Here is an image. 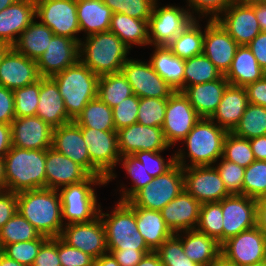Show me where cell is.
<instances>
[{"label": "cell", "instance_id": "cell-1", "mask_svg": "<svg viewBox=\"0 0 266 266\" xmlns=\"http://www.w3.org/2000/svg\"><path fill=\"white\" fill-rule=\"evenodd\" d=\"M227 134V130L210 118H200L183 140L182 144L186 145L187 152L185 148L175 151V163L183 168L214 165L223 156ZM186 157L190 158V164H187Z\"/></svg>", "mask_w": 266, "mask_h": 266}, {"label": "cell", "instance_id": "cell-2", "mask_svg": "<svg viewBox=\"0 0 266 266\" xmlns=\"http://www.w3.org/2000/svg\"><path fill=\"white\" fill-rule=\"evenodd\" d=\"M17 212L41 235L48 238L60 237L64 223L58 190L43 188L17 193Z\"/></svg>", "mask_w": 266, "mask_h": 266}, {"label": "cell", "instance_id": "cell-3", "mask_svg": "<svg viewBox=\"0 0 266 266\" xmlns=\"http://www.w3.org/2000/svg\"><path fill=\"white\" fill-rule=\"evenodd\" d=\"M83 39L79 43V60L92 72L99 76L121 72L131 49L117 35L107 31Z\"/></svg>", "mask_w": 266, "mask_h": 266}, {"label": "cell", "instance_id": "cell-4", "mask_svg": "<svg viewBox=\"0 0 266 266\" xmlns=\"http://www.w3.org/2000/svg\"><path fill=\"white\" fill-rule=\"evenodd\" d=\"M47 150H28L12 146L4 156L6 190L19 193L46 188Z\"/></svg>", "mask_w": 266, "mask_h": 266}, {"label": "cell", "instance_id": "cell-5", "mask_svg": "<svg viewBox=\"0 0 266 266\" xmlns=\"http://www.w3.org/2000/svg\"><path fill=\"white\" fill-rule=\"evenodd\" d=\"M99 77L80 60L51 76L72 120H75L90 100L98 96Z\"/></svg>", "mask_w": 266, "mask_h": 266}, {"label": "cell", "instance_id": "cell-6", "mask_svg": "<svg viewBox=\"0 0 266 266\" xmlns=\"http://www.w3.org/2000/svg\"><path fill=\"white\" fill-rule=\"evenodd\" d=\"M102 210L100 207L99 217L105 228L108 252L150 250L138 231L134 206L128 201L118 200L110 214Z\"/></svg>", "mask_w": 266, "mask_h": 266}, {"label": "cell", "instance_id": "cell-7", "mask_svg": "<svg viewBox=\"0 0 266 266\" xmlns=\"http://www.w3.org/2000/svg\"><path fill=\"white\" fill-rule=\"evenodd\" d=\"M101 185H107L104 177L90 175L82 182L58 189L64 225L90 222L99 216L101 205L97 202V195L93 186L100 187Z\"/></svg>", "mask_w": 266, "mask_h": 266}, {"label": "cell", "instance_id": "cell-8", "mask_svg": "<svg viewBox=\"0 0 266 266\" xmlns=\"http://www.w3.org/2000/svg\"><path fill=\"white\" fill-rule=\"evenodd\" d=\"M81 131L91 160V175L104 177L108 184L116 178L114 168L121 158L117 132L92 128H81Z\"/></svg>", "mask_w": 266, "mask_h": 266}, {"label": "cell", "instance_id": "cell-9", "mask_svg": "<svg viewBox=\"0 0 266 266\" xmlns=\"http://www.w3.org/2000/svg\"><path fill=\"white\" fill-rule=\"evenodd\" d=\"M183 190V167L175 163L167 172L138 190L128 202L132 206L160 211Z\"/></svg>", "mask_w": 266, "mask_h": 266}, {"label": "cell", "instance_id": "cell-10", "mask_svg": "<svg viewBox=\"0 0 266 266\" xmlns=\"http://www.w3.org/2000/svg\"><path fill=\"white\" fill-rule=\"evenodd\" d=\"M155 1L148 21L149 45L167 46L184 31L195 19L188 8L174 5L159 7Z\"/></svg>", "mask_w": 266, "mask_h": 266}, {"label": "cell", "instance_id": "cell-11", "mask_svg": "<svg viewBox=\"0 0 266 266\" xmlns=\"http://www.w3.org/2000/svg\"><path fill=\"white\" fill-rule=\"evenodd\" d=\"M36 18L49 27L54 35H60L74 39L80 43L78 38L80 27L77 16L76 0H36Z\"/></svg>", "mask_w": 266, "mask_h": 266}, {"label": "cell", "instance_id": "cell-12", "mask_svg": "<svg viewBox=\"0 0 266 266\" xmlns=\"http://www.w3.org/2000/svg\"><path fill=\"white\" fill-rule=\"evenodd\" d=\"M139 98H169L175 90L153 69L150 62L128 59L121 69Z\"/></svg>", "mask_w": 266, "mask_h": 266}, {"label": "cell", "instance_id": "cell-13", "mask_svg": "<svg viewBox=\"0 0 266 266\" xmlns=\"http://www.w3.org/2000/svg\"><path fill=\"white\" fill-rule=\"evenodd\" d=\"M199 119V115L182 92L175 91L167 98L165 120L161 128L170 147L182 142Z\"/></svg>", "mask_w": 266, "mask_h": 266}, {"label": "cell", "instance_id": "cell-14", "mask_svg": "<svg viewBox=\"0 0 266 266\" xmlns=\"http://www.w3.org/2000/svg\"><path fill=\"white\" fill-rule=\"evenodd\" d=\"M184 190L201 204L220 202L230 194L214 165L183 168Z\"/></svg>", "mask_w": 266, "mask_h": 266}, {"label": "cell", "instance_id": "cell-15", "mask_svg": "<svg viewBox=\"0 0 266 266\" xmlns=\"http://www.w3.org/2000/svg\"><path fill=\"white\" fill-rule=\"evenodd\" d=\"M60 238L94 259L108 252L106 232L99 216L90 222L64 225Z\"/></svg>", "mask_w": 266, "mask_h": 266}, {"label": "cell", "instance_id": "cell-16", "mask_svg": "<svg viewBox=\"0 0 266 266\" xmlns=\"http://www.w3.org/2000/svg\"><path fill=\"white\" fill-rule=\"evenodd\" d=\"M221 254L239 266L263 261L266 259V236L255 226L224 241Z\"/></svg>", "mask_w": 266, "mask_h": 266}, {"label": "cell", "instance_id": "cell-17", "mask_svg": "<svg viewBox=\"0 0 266 266\" xmlns=\"http://www.w3.org/2000/svg\"><path fill=\"white\" fill-rule=\"evenodd\" d=\"M223 242L256 226V199L232 194L221 200Z\"/></svg>", "mask_w": 266, "mask_h": 266}, {"label": "cell", "instance_id": "cell-18", "mask_svg": "<svg viewBox=\"0 0 266 266\" xmlns=\"http://www.w3.org/2000/svg\"><path fill=\"white\" fill-rule=\"evenodd\" d=\"M116 132L121 156L133 155L137 151H164L170 147L161 127L134 123Z\"/></svg>", "mask_w": 266, "mask_h": 266}, {"label": "cell", "instance_id": "cell-19", "mask_svg": "<svg viewBox=\"0 0 266 266\" xmlns=\"http://www.w3.org/2000/svg\"><path fill=\"white\" fill-rule=\"evenodd\" d=\"M239 46L248 45L260 32L254 4H230L216 19Z\"/></svg>", "mask_w": 266, "mask_h": 266}, {"label": "cell", "instance_id": "cell-20", "mask_svg": "<svg viewBox=\"0 0 266 266\" xmlns=\"http://www.w3.org/2000/svg\"><path fill=\"white\" fill-rule=\"evenodd\" d=\"M204 29L203 54L225 75L239 45L217 20L207 19Z\"/></svg>", "mask_w": 266, "mask_h": 266}, {"label": "cell", "instance_id": "cell-21", "mask_svg": "<svg viewBox=\"0 0 266 266\" xmlns=\"http://www.w3.org/2000/svg\"><path fill=\"white\" fill-rule=\"evenodd\" d=\"M41 78L35 60L10 47L0 62V86L15 90L36 83Z\"/></svg>", "mask_w": 266, "mask_h": 266}, {"label": "cell", "instance_id": "cell-22", "mask_svg": "<svg viewBox=\"0 0 266 266\" xmlns=\"http://www.w3.org/2000/svg\"><path fill=\"white\" fill-rule=\"evenodd\" d=\"M11 129L12 146L28 150L52 147L53 128L38 116L16 117Z\"/></svg>", "mask_w": 266, "mask_h": 266}, {"label": "cell", "instance_id": "cell-23", "mask_svg": "<svg viewBox=\"0 0 266 266\" xmlns=\"http://www.w3.org/2000/svg\"><path fill=\"white\" fill-rule=\"evenodd\" d=\"M79 60V43L54 35L46 51L36 61L41 77H51Z\"/></svg>", "mask_w": 266, "mask_h": 266}, {"label": "cell", "instance_id": "cell-24", "mask_svg": "<svg viewBox=\"0 0 266 266\" xmlns=\"http://www.w3.org/2000/svg\"><path fill=\"white\" fill-rule=\"evenodd\" d=\"M201 203L183 190L171 200L160 212L167 227L173 234L195 230L200 214Z\"/></svg>", "mask_w": 266, "mask_h": 266}, {"label": "cell", "instance_id": "cell-25", "mask_svg": "<svg viewBox=\"0 0 266 266\" xmlns=\"http://www.w3.org/2000/svg\"><path fill=\"white\" fill-rule=\"evenodd\" d=\"M52 148L82 166L91 175V160L80 126L73 120L53 128Z\"/></svg>", "mask_w": 266, "mask_h": 266}, {"label": "cell", "instance_id": "cell-26", "mask_svg": "<svg viewBox=\"0 0 266 266\" xmlns=\"http://www.w3.org/2000/svg\"><path fill=\"white\" fill-rule=\"evenodd\" d=\"M36 19L35 0H16L0 11V42L12 47L19 35Z\"/></svg>", "mask_w": 266, "mask_h": 266}, {"label": "cell", "instance_id": "cell-27", "mask_svg": "<svg viewBox=\"0 0 266 266\" xmlns=\"http://www.w3.org/2000/svg\"><path fill=\"white\" fill-rule=\"evenodd\" d=\"M90 174L80 165L59 153L54 148L47 149L46 188L58 190L87 179Z\"/></svg>", "mask_w": 266, "mask_h": 266}, {"label": "cell", "instance_id": "cell-28", "mask_svg": "<svg viewBox=\"0 0 266 266\" xmlns=\"http://www.w3.org/2000/svg\"><path fill=\"white\" fill-rule=\"evenodd\" d=\"M36 116L52 128L72 122L56 82L51 77L40 78L39 102Z\"/></svg>", "mask_w": 266, "mask_h": 266}, {"label": "cell", "instance_id": "cell-29", "mask_svg": "<svg viewBox=\"0 0 266 266\" xmlns=\"http://www.w3.org/2000/svg\"><path fill=\"white\" fill-rule=\"evenodd\" d=\"M228 85L229 82L223 75L214 81L188 86L182 93L200 118H211Z\"/></svg>", "mask_w": 266, "mask_h": 266}, {"label": "cell", "instance_id": "cell-30", "mask_svg": "<svg viewBox=\"0 0 266 266\" xmlns=\"http://www.w3.org/2000/svg\"><path fill=\"white\" fill-rule=\"evenodd\" d=\"M248 95L245 87L228 85L217 110L210 118L221 128L232 132L247 108Z\"/></svg>", "mask_w": 266, "mask_h": 266}, {"label": "cell", "instance_id": "cell-31", "mask_svg": "<svg viewBox=\"0 0 266 266\" xmlns=\"http://www.w3.org/2000/svg\"><path fill=\"white\" fill-rule=\"evenodd\" d=\"M176 235L182 241L185 255L200 266H211L221 254V244L196 229L182 231Z\"/></svg>", "mask_w": 266, "mask_h": 266}, {"label": "cell", "instance_id": "cell-32", "mask_svg": "<svg viewBox=\"0 0 266 266\" xmlns=\"http://www.w3.org/2000/svg\"><path fill=\"white\" fill-rule=\"evenodd\" d=\"M265 76V71L258 64L247 45L237 48L228 72L224 75L230 85L246 87Z\"/></svg>", "mask_w": 266, "mask_h": 266}, {"label": "cell", "instance_id": "cell-33", "mask_svg": "<svg viewBox=\"0 0 266 266\" xmlns=\"http://www.w3.org/2000/svg\"><path fill=\"white\" fill-rule=\"evenodd\" d=\"M80 32L86 35L109 31L111 9L102 0H76Z\"/></svg>", "mask_w": 266, "mask_h": 266}, {"label": "cell", "instance_id": "cell-34", "mask_svg": "<svg viewBox=\"0 0 266 266\" xmlns=\"http://www.w3.org/2000/svg\"><path fill=\"white\" fill-rule=\"evenodd\" d=\"M134 212L138 231L151 251H156L173 235L160 211L134 206Z\"/></svg>", "mask_w": 266, "mask_h": 266}, {"label": "cell", "instance_id": "cell-35", "mask_svg": "<svg viewBox=\"0 0 266 266\" xmlns=\"http://www.w3.org/2000/svg\"><path fill=\"white\" fill-rule=\"evenodd\" d=\"M149 58L153 69L175 91L183 92L185 60L175 56L167 46H154Z\"/></svg>", "mask_w": 266, "mask_h": 266}, {"label": "cell", "instance_id": "cell-36", "mask_svg": "<svg viewBox=\"0 0 266 266\" xmlns=\"http://www.w3.org/2000/svg\"><path fill=\"white\" fill-rule=\"evenodd\" d=\"M149 20H139L122 13H113L109 31L128 47L149 45Z\"/></svg>", "mask_w": 266, "mask_h": 266}, {"label": "cell", "instance_id": "cell-37", "mask_svg": "<svg viewBox=\"0 0 266 266\" xmlns=\"http://www.w3.org/2000/svg\"><path fill=\"white\" fill-rule=\"evenodd\" d=\"M53 31L40 21L34 20L18 37L12 46L16 51L37 61L46 51L53 38Z\"/></svg>", "mask_w": 266, "mask_h": 266}, {"label": "cell", "instance_id": "cell-38", "mask_svg": "<svg viewBox=\"0 0 266 266\" xmlns=\"http://www.w3.org/2000/svg\"><path fill=\"white\" fill-rule=\"evenodd\" d=\"M80 128H92L99 131H116L113 110L97 96L90 100L83 111L74 120Z\"/></svg>", "mask_w": 266, "mask_h": 266}, {"label": "cell", "instance_id": "cell-39", "mask_svg": "<svg viewBox=\"0 0 266 266\" xmlns=\"http://www.w3.org/2000/svg\"><path fill=\"white\" fill-rule=\"evenodd\" d=\"M197 18L179 35H177L167 47L172 53L181 58L189 59L203 53L204 31L201 29Z\"/></svg>", "mask_w": 266, "mask_h": 266}, {"label": "cell", "instance_id": "cell-40", "mask_svg": "<svg viewBox=\"0 0 266 266\" xmlns=\"http://www.w3.org/2000/svg\"><path fill=\"white\" fill-rule=\"evenodd\" d=\"M133 94L132 87L122 72L99 77L98 97L110 108L117 106L122 100Z\"/></svg>", "mask_w": 266, "mask_h": 266}, {"label": "cell", "instance_id": "cell-41", "mask_svg": "<svg viewBox=\"0 0 266 266\" xmlns=\"http://www.w3.org/2000/svg\"><path fill=\"white\" fill-rule=\"evenodd\" d=\"M223 75L203 53L185 60L183 91L191 85L220 79Z\"/></svg>", "mask_w": 266, "mask_h": 266}, {"label": "cell", "instance_id": "cell-42", "mask_svg": "<svg viewBox=\"0 0 266 266\" xmlns=\"http://www.w3.org/2000/svg\"><path fill=\"white\" fill-rule=\"evenodd\" d=\"M39 231L19 212H16L0 229V245L26 242L39 238Z\"/></svg>", "mask_w": 266, "mask_h": 266}, {"label": "cell", "instance_id": "cell-43", "mask_svg": "<svg viewBox=\"0 0 266 266\" xmlns=\"http://www.w3.org/2000/svg\"><path fill=\"white\" fill-rule=\"evenodd\" d=\"M232 133L249 140L266 135V108L249 103Z\"/></svg>", "mask_w": 266, "mask_h": 266}, {"label": "cell", "instance_id": "cell-44", "mask_svg": "<svg viewBox=\"0 0 266 266\" xmlns=\"http://www.w3.org/2000/svg\"><path fill=\"white\" fill-rule=\"evenodd\" d=\"M196 230L223 243V213L220 202L202 203Z\"/></svg>", "mask_w": 266, "mask_h": 266}, {"label": "cell", "instance_id": "cell-45", "mask_svg": "<svg viewBox=\"0 0 266 266\" xmlns=\"http://www.w3.org/2000/svg\"><path fill=\"white\" fill-rule=\"evenodd\" d=\"M122 167L126 170L128 176L132 180V186L130 188H125L124 184L121 185L120 201H128L138 190L145 187L147 184L153 181V177L149 175L142 165V163L136 159L133 155H124L119 159Z\"/></svg>", "mask_w": 266, "mask_h": 266}, {"label": "cell", "instance_id": "cell-46", "mask_svg": "<svg viewBox=\"0 0 266 266\" xmlns=\"http://www.w3.org/2000/svg\"><path fill=\"white\" fill-rule=\"evenodd\" d=\"M222 157L244 168L255 161L249 139L239 137L232 132H228L225 137Z\"/></svg>", "mask_w": 266, "mask_h": 266}, {"label": "cell", "instance_id": "cell-47", "mask_svg": "<svg viewBox=\"0 0 266 266\" xmlns=\"http://www.w3.org/2000/svg\"><path fill=\"white\" fill-rule=\"evenodd\" d=\"M242 195L256 200L266 197V161L255 160L245 168Z\"/></svg>", "mask_w": 266, "mask_h": 266}, {"label": "cell", "instance_id": "cell-48", "mask_svg": "<svg viewBox=\"0 0 266 266\" xmlns=\"http://www.w3.org/2000/svg\"><path fill=\"white\" fill-rule=\"evenodd\" d=\"M167 98H139L137 123L162 127L165 120Z\"/></svg>", "mask_w": 266, "mask_h": 266}, {"label": "cell", "instance_id": "cell-49", "mask_svg": "<svg viewBox=\"0 0 266 266\" xmlns=\"http://www.w3.org/2000/svg\"><path fill=\"white\" fill-rule=\"evenodd\" d=\"M40 79L33 84L13 90L15 117L36 116Z\"/></svg>", "mask_w": 266, "mask_h": 266}, {"label": "cell", "instance_id": "cell-50", "mask_svg": "<svg viewBox=\"0 0 266 266\" xmlns=\"http://www.w3.org/2000/svg\"><path fill=\"white\" fill-rule=\"evenodd\" d=\"M47 239L48 237L41 235L35 240L8 244L2 248V253L24 266H33L41 245Z\"/></svg>", "mask_w": 266, "mask_h": 266}, {"label": "cell", "instance_id": "cell-51", "mask_svg": "<svg viewBox=\"0 0 266 266\" xmlns=\"http://www.w3.org/2000/svg\"><path fill=\"white\" fill-rule=\"evenodd\" d=\"M156 252L163 266H200L185 255L182 241L176 234L163 242Z\"/></svg>", "mask_w": 266, "mask_h": 266}, {"label": "cell", "instance_id": "cell-52", "mask_svg": "<svg viewBox=\"0 0 266 266\" xmlns=\"http://www.w3.org/2000/svg\"><path fill=\"white\" fill-rule=\"evenodd\" d=\"M112 13H122L139 20H149L156 0H102Z\"/></svg>", "mask_w": 266, "mask_h": 266}, {"label": "cell", "instance_id": "cell-53", "mask_svg": "<svg viewBox=\"0 0 266 266\" xmlns=\"http://www.w3.org/2000/svg\"><path fill=\"white\" fill-rule=\"evenodd\" d=\"M218 164H214V167L220 174V177L224 183L227 192L232 194H242L243 177L245 175V168L239 166L236 163L220 158ZM216 165V166H215Z\"/></svg>", "mask_w": 266, "mask_h": 266}, {"label": "cell", "instance_id": "cell-54", "mask_svg": "<svg viewBox=\"0 0 266 266\" xmlns=\"http://www.w3.org/2000/svg\"><path fill=\"white\" fill-rule=\"evenodd\" d=\"M139 97L135 94L125 98L117 106L113 107V121L115 130L128 127L137 123Z\"/></svg>", "mask_w": 266, "mask_h": 266}, {"label": "cell", "instance_id": "cell-55", "mask_svg": "<svg viewBox=\"0 0 266 266\" xmlns=\"http://www.w3.org/2000/svg\"><path fill=\"white\" fill-rule=\"evenodd\" d=\"M164 151H137L133 156L145 167L147 173L153 178L167 172L175 164V154L167 162L161 156Z\"/></svg>", "mask_w": 266, "mask_h": 266}, {"label": "cell", "instance_id": "cell-56", "mask_svg": "<svg viewBox=\"0 0 266 266\" xmlns=\"http://www.w3.org/2000/svg\"><path fill=\"white\" fill-rule=\"evenodd\" d=\"M186 2L193 16L197 13L198 19L208 17L209 20H216L234 0H186Z\"/></svg>", "mask_w": 266, "mask_h": 266}, {"label": "cell", "instance_id": "cell-57", "mask_svg": "<svg viewBox=\"0 0 266 266\" xmlns=\"http://www.w3.org/2000/svg\"><path fill=\"white\" fill-rule=\"evenodd\" d=\"M58 255L61 266H94L95 259L65 243L58 237Z\"/></svg>", "mask_w": 266, "mask_h": 266}, {"label": "cell", "instance_id": "cell-58", "mask_svg": "<svg viewBox=\"0 0 266 266\" xmlns=\"http://www.w3.org/2000/svg\"><path fill=\"white\" fill-rule=\"evenodd\" d=\"M33 266H61L58 255V237L48 238L41 245Z\"/></svg>", "mask_w": 266, "mask_h": 266}, {"label": "cell", "instance_id": "cell-59", "mask_svg": "<svg viewBox=\"0 0 266 266\" xmlns=\"http://www.w3.org/2000/svg\"><path fill=\"white\" fill-rule=\"evenodd\" d=\"M17 212V193L0 190V229Z\"/></svg>", "mask_w": 266, "mask_h": 266}, {"label": "cell", "instance_id": "cell-60", "mask_svg": "<svg viewBox=\"0 0 266 266\" xmlns=\"http://www.w3.org/2000/svg\"><path fill=\"white\" fill-rule=\"evenodd\" d=\"M15 118L13 91L0 86V123L11 124Z\"/></svg>", "mask_w": 266, "mask_h": 266}, {"label": "cell", "instance_id": "cell-61", "mask_svg": "<svg viewBox=\"0 0 266 266\" xmlns=\"http://www.w3.org/2000/svg\"><path fill=\"white\" fill-rule=\"evenodd\" d=\"M245 88L250 104L260 105L266 108V76L248 84Z\"/></svg>", "mask_w": 266, "mask_h": 266}, {"label": "cell", "instance_id": "cell-62", "mask_svg": "<svg viewBox=\"0 0 266 266\" xmlns=\"http://www.w3.org/2000/svg\"><path fill=\"white\" fill-rule=\"evenodd\" d=\"M151 250H114L111 253L120 266H136Z\"/></svg>", "mask_w": 266, "mask_h": 266}, {"label": "cell", "instance_id": "cell-63", "mask_svg": "<svg viewBox=\"0 0 266 266\" xmlns=\"http://www.w3.org/2000/svg\"><path fill=\"white\" fill-rule=\"evenodd\" d=\"M247 46L261 68L266 71V32L261 31Z\"/></svg>", "mask_w": 266, "mask_h": 266}, {"label": "cell", "instance_id": "cell-64", "mask_svg": "<svg viewBox=\"0 0 266 266\" xmlns=\"http://www.w3.org/2000/svg\"><path fill=\"white\" fill-rule=\"evenodd\" d=\"M12 147V129L11 124L0 123V157L8 153Z\"/></svg>", "mask_w": 266, "mask_h": 266}, {"label": "cell", "instance_id": "cell-65", "mask_svg": "<svg viewBox=\"0 0 266 266\" xmlns=\"http://www.w3.org/2000/svg\"><path fill=\"white\" fill-rule=\"evenodd\" d=\"M255 160L266 161V135L249 140Z\"/></svg>", "mask_w": 266, "mask_h": 266}, {"label": "cell", "instance_id": "cell-66", "mask_svg": "<svg viewBox=\"0 0 266 266\" xmlns=\"http://www.w3.org/2000/svg\"><path fill=\"white\" fill-rule=\"evenodd\" d=\"M256 227L266 236V197L256 200Z\"/></svg>", "mask_w": 266, "mask_h": 266}, {"label": "cell", "instance_id": "cell-67", "mask_svg": "<svg viewBox=\"0 0 266 266\" xmlns=\"http://www.w3.org/2000/svg\"><path fill=\"white\" fill-rule=\"evenodd\" d=\"M254 11L261 31L266 32V2L254 4Z\"/></svg>", "mask_w": 266, "mask_h": 266}, {"label": "cell", "instance_id": "cell-68", "mask_svg": "<svg viewBox=\"0 0 266 266\" xmlns=\"http://www.w3.org/2000/svg\"><path fill=\"white\" fill-rule=\"evenodd\" d=\"M136 266H163L161 259L156 251H151L142 258Z\"/></svg>", "mask_w": 266, "mask_h": 266}, {"label": "cell", "instance_id": "cell-69", "mask_svg": "<svg viewBox=\"0 0 266 266\" xmlns=\"http://www.w3.org/2000/svg\"><path fill=\"white\" fill-rule=\"evenodd\" d=\"M94 266H120L114 256L107 252L102 254L99 258L95 259Z\"/></svg>", "mask_w": 266, "mask_h": 266}, {"label": "cell", "instance_id": "cell-70", "mask_svg": "<svg viewBox=\"0 0 266 266\" xmlns=\"http://www.w3.org/2000/svg\"><path fill=\"white\" fill-rule=\"evenodd\" d=\"M211 266H239L237 263L230 261L224 255L220 254Z\"/></svg>", "mask_w": 266, "mask_h": 266}, {"label": "cell", "instance_id": "cell-71", "mask_svg": "<svg viewBox=\"0 0 266 266\" xmlns=\"http://www.w3.org/2000/svg\"><path fill=\"white\" fill-rule=\"evenodd\" d=\"M0 190H6L5 161L2 157H0Z\"/></svg>", "mask_w": 266, "mask_h": 266}, {"label": "cell", "instance_id": "cell-72", "mask_svg": "<svg viewBox=\"0 0 266 266\" xmlns=\"http://www.w3.org/2000/svg\"><path fill=\"white\" fill-rule=\"evenodd\" d=\"M0 266H24L19 262L7 257L3 253L0 254Z\"/></svg>", "mask_w": 266, "mask_h": 266}, {"label": "cell", "instance_id": "cell-73", "mask_svg": "<svg viewBox=\"0 0 266 266\" xmlns=\"http://www.w3.org/2000/svg\"><path fill=\"white\" fill-rule=\"evenodd\" d=\"M234 2L244 4V5H252V4H256V3L266 2V0H234Z\"/></svg>", "mask_w": 266, "mask_h": 266}, {"label": "cell", "instance_id": "cell-74", "mask_svg": "<svg viewBox=\"0 0 266 266\" xmlns=\"http://www.w3.org/2000/svg\"><path fill=\"white\" fill-rule=\"evenodd\" d=\"M16 0H0V11L11 6Z\"/></svg>", "mask_w": 266, "mask_h": 266}, {"label": "cell", "instance_id": "cell-75", "mask_svg": "<svg viewBox=\"0 0 266 266\" xmlns=\"http://www.w3.org/2000/svg\"><path fill=\"white\" fill-rule=\"evenodd\" d=\"M10 48L9 45L0 42V62L2 60V57L4 56V54L6 53V51Z\"/></svg>", "mask_w": 266, "mask_h": 266}, {"label": "cell", "instance_id": "cell-76", "mask_svg": "<svg viewBox=\"0 0 266 266\" xmlns=\"http://www.w3.org/2000/svg\"><path fill=\"white\" fill-rule=\"evenodd\" d=\"M247 266H266V259L260 262H256L252 265H247Z\"/></svg>", "mask_w": 266, "mask_h": 266}]
</instances>
